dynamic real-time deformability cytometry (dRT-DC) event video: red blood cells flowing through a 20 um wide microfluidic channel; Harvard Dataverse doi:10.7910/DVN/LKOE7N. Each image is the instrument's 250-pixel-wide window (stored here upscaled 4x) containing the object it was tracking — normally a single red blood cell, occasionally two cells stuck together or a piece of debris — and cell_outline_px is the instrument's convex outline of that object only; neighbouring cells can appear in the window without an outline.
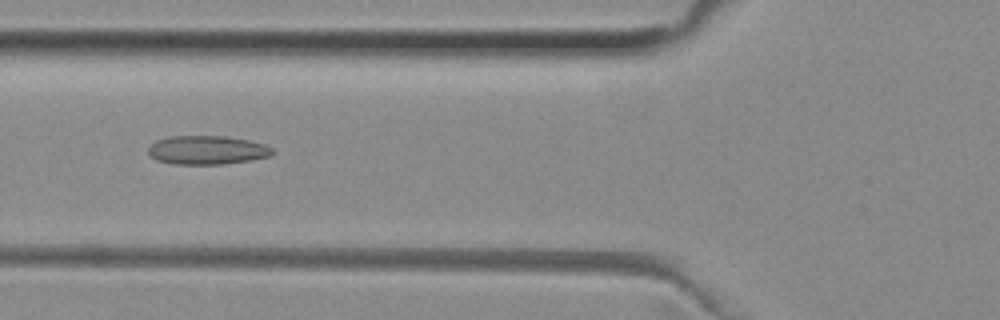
{"species": "common noctule bat (a hibernating species)", "species_latin": "Nyctalus noctula", "temperature_condition": "room temperature", "stored_images_in_passage": 34, "camera_frame_rate_fps": 3000, "um_per_image_px": 0.085, "animal": {"sex": "female", "body_mass_g": 29.2, "forearm_length_mm": 56.3}, "frame": {"image": 1, "passage_image": 4, "time_ms": 1.0, "image_size_px": [1000, 320], "cell_outline_px": [[272, 152], [268, 156], [252, 160], [220, 164], [172, 164], [156, 160], [148, 152], [148, 148], [156, 140], [168, 136], [228, 136], [252, 140], [264, 144], [272, 148]], "centroid_in_image_um": [17.59, 12.74], "position_along_channel_um": 108.2, "area_um2": 20.87}}
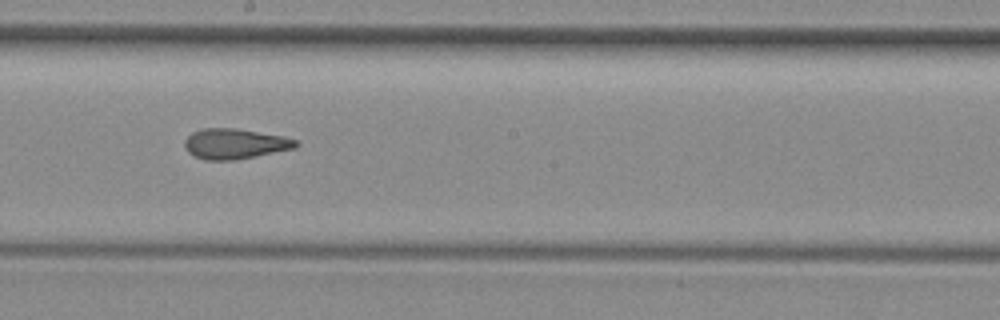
{"frame": {"image": 2, "passage_image": 13, "time_ms": 4.0, "image_size_px": [1000, 320], "cell_outline_px": [[300, 144], [296, 148], [232, 160], [204, 160], [188, 152], [184, 148], [184, 140], [192, 132], [200, 128], [236, 128], [284, 136], [296, 140]], "centroid_in_image_um": [19.94, 12.21], "position_along_channel_um": 228.3, "area_um2": 19.65}}
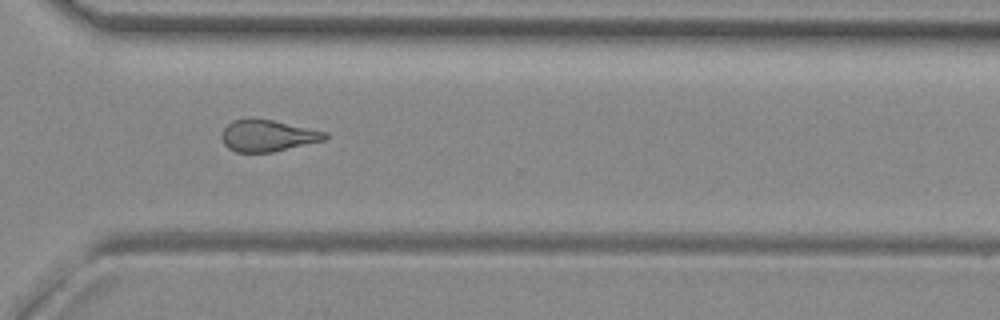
{"frame": {"image": 3, "passage_image": 22, "time_ms": 7.0, "image_size_px": [1000, 320], "cell_outline_px": [[328, 136], [324, 140], [272, 152], [236, 152], [228, 148], [224, 144], [220, 136], [220, 132], [232, 120], [248, 116], [252, 116], [272, 120], [328, 132]], "centroid_in_image_um": [22.69, 11.5], "position_along_channel_um": 347.9, "area_um2": 19.36}, "authors_computed_cell_mechanics": {"area_um2": 19.5942, "velocity_mm_per_s": 3.9919, "shape_relaxation_time_tau1_ms": null, "shape_relaxation_time_tau2_ms": 2.2748, "deformation_change_tau1": null, "deformation_change_tau2": 0.1112}}